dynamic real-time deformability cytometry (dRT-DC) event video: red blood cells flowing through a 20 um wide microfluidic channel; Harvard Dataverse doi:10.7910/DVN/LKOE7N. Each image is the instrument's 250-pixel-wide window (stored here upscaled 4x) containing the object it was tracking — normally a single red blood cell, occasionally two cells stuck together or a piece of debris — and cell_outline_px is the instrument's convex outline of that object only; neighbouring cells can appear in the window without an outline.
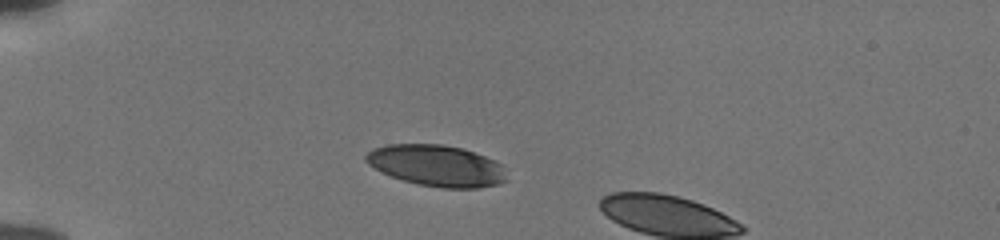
{"species": "human", "species_latin": "Homo sapiens", "temperature_condition": "cold", "stored_images_in_passage": 4, "camera_frame_rate_fps": 3000, "um_per_image_px": 0.085, "donor": {"sex": "male"}, "frame": {"image": 1, "passage_image": 1, "time_ms": 0.0, "image_size_px": [1000, 240], "cell_outline_px": [[504, 180], [496, 184], [476, 188], [440, 188], [420, 184], [404, 180], [392, 176], [368, 164], [364, 160], [364, 156], [372, 148], [388, 144], [440, 144], [460, 148], [484, 156], [500, 164]], "centroid_in_image_um": [37.03, 14.07], "position_along_channel_um": 48.0, "area_um2": 33.12}}